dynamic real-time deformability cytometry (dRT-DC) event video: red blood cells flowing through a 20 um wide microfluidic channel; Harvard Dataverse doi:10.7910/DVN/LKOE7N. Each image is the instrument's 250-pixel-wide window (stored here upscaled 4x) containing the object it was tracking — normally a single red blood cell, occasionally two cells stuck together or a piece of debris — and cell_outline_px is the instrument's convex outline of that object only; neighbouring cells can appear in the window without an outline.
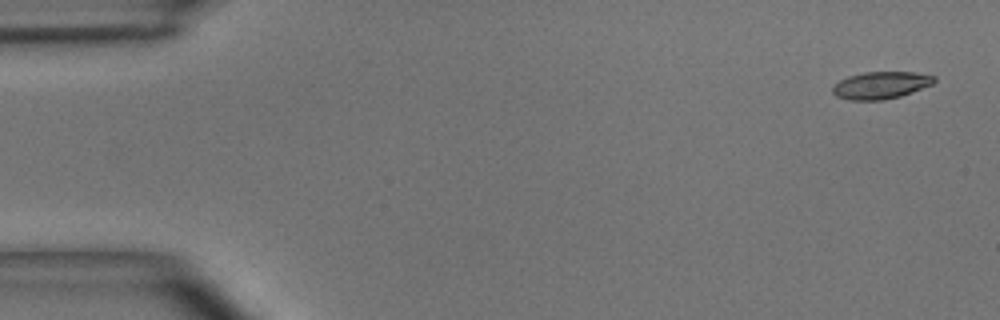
{"species": "common noctule bat (a hibernating species)", "species_latin": "Nyctalus noctula", "temperature_condition": "room temperature", "stored_images_in_passage": 11, "camera_frame_rate_fps": 3000, "um_per_image_px": 0.085, "animal": {"sex": "male", "body_mass_g": 15.6}, "frame": {"image": 1, "passage_image": 1, "time_ms": 0.0, "image_size_px": [1000, 320], "cell_outline_px": [[936, 80], [932, 84], [900, 96], [880, 100], [848, 100], [836, 96], [832, 92], [832, 88], [840, 80], [848, 76], [864, 72], [916, 72], [936, 76]], "centroid_in_image_um": [74.86, 7.24], "position_along_channel_um": 10.1, "area_um2": 16.01}}